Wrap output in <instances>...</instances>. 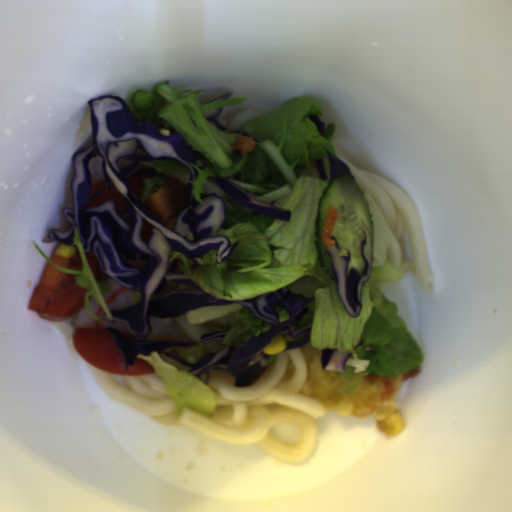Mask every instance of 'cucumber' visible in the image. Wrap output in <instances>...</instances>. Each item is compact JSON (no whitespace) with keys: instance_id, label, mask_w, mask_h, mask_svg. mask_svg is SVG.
I'll return each mask as SVG.
<instances>
[{"instance_id":"cucumber-1","label":"cucumber","mask_w":512,"mask_h":512,"mask_svg":"<svg viewBox=\"0 0 512 512\" xmlns=\"http://www.w3.org/2000/svg\"><path fill=\"white\" fill-rule=\"evenodd\" d=\"M329 206L337 209L338 218L333 234L339 241L340 254L329 259L321 239V231ZM366 237L363 255L367 258L370 268L374 249V222L370 205L358 185L355 177L344 175L335 177L324 187L317 202L316 218L314 220V247L317 260L327 277L336 282L331 263L340 256L351 258L346 269V276L351 269H356L361 275L365 270V261L361 255V242Z\"/></svg>"}]
</instances>
